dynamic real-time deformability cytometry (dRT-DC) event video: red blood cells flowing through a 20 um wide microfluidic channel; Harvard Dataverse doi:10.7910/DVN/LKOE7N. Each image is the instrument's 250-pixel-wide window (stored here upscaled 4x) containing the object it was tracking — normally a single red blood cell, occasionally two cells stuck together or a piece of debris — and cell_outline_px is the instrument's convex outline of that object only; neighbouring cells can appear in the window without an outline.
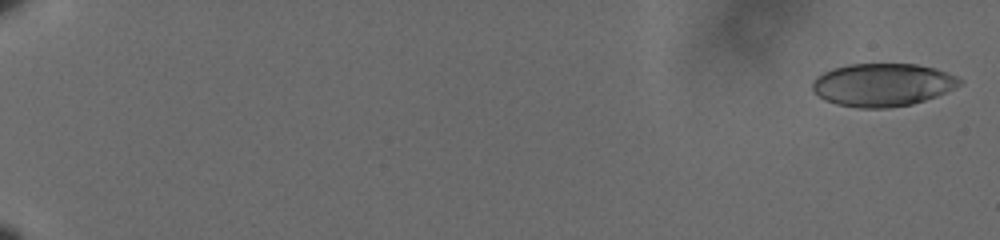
{"species": "human", "species_latin": "Homo sapiens", "temperature_condition": "cold", "stored_images_in_passage": 61, "camera_frame_rate_fps": 3000, "um_per_image_px": 0.085, "donor": {"sex": "male"}, "frame": {"image": 1, "passage_image": 2, "time_ms": 0.333, "image_size_px": [1000, 240], "cell_outline_px": [[964, 80], [956, 88], [936, 96], [912, 104], [888, 108], [856, 108], [836, 104], [824, 100], [812, 92], [812, 84], [816, 76], [832, 68], [848, 64], [916, 64], [948, 72]], "centroid_in_image_um": [74.99, 7.21], "position_along_channel_um": 10.0, "area_um2": 37.11}}
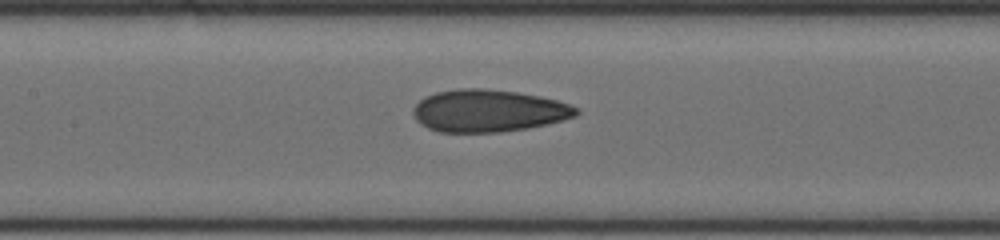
{"frame": {"image": 2, "passage_image": 33, "time_ms": 10.667, "image_size_px": [1000, 240], "cell_outline_px": [[580, 112], [576, 116], [548, 124], [528, 128], [500, 132], [440, 132], [428, 128], [420, 124], [416, 120], [412, 112], [412, 108], [424, 96], [436, 92], [456, 88], [484, 88], [516, 92], [540, 96], [556, 100], [580, 108]], "centroid_in_image_um": [41.5, 9.41], "position_along_channel_um": 165.9, "area_um2": 40.46}}
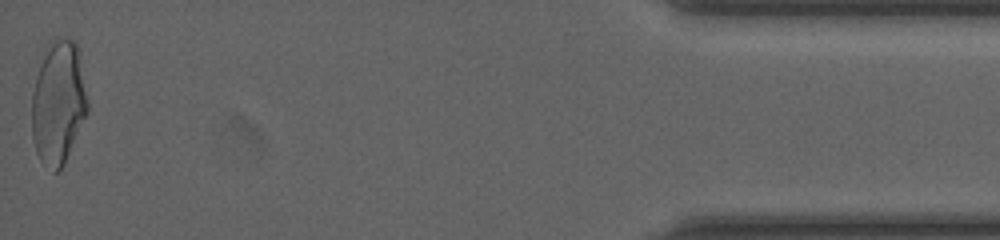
{"frame": {"image": 3, "passage_image": 61, "time_ms": 20.0, "image_size_px": [1000, 240], "cell_outline_px": [[88, 112], [64, 164], [56, 172], [52, 172], [40, 160], [36, 152], [32, 136], [32, 92], [36, 76], [44, 48], [48, 40], [76, 40], [80, 52], [88, 100]], "centroid_in_image_um": [4.96, 8.7], "position_along_channel_um": 430.2, "area_um2": 40.58}, "authors_computed_cell_mechanics": {"area_um2": 38.4948, "velocity_mm_per_s": 3.6159, "shape_relaxation_time_tau1_ms": 9.2094, "shape_relaxation_time_tau2_ms": 1.8714, "deformation_change_tau1": 0.1996, "deformation_change_tau2": 0.0941}}